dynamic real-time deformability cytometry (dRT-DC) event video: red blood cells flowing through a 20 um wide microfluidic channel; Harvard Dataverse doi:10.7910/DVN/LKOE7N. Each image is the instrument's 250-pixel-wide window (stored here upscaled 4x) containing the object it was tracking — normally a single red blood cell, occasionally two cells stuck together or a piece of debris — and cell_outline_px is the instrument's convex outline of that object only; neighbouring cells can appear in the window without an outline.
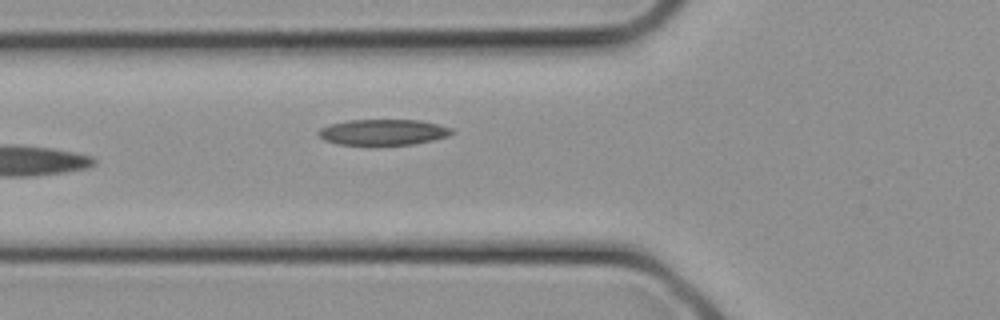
{"species": "common noctule bat (a hibernating species)", "species_latin": "Nyctalus noctula", "temperature_condition": "cold", "stored_images_in_passage": 11, "camera_frame_rate_fps": 3000, "um_per_image_px": 0.085, "animal": {"sex": "female", "body_mass_g": 21.9}, "frame": {"image": 1, "passage_image": 11, "time_ms": 3.333, "image_size_px": [1000, 320], "cell_outline_px": [[456, 132], [448, 136], [432, 140], [412, 144], [368, 148], [336, 144], [324, 140], [316, 132], [320, 128], [328, 124], [348, 120], [420, 120], [440, 124], [452, 128]], "centroid_in_image_um": [32.52, 11.28], "position_along_channel_um": 93.3, "area_um2": 21.15}}